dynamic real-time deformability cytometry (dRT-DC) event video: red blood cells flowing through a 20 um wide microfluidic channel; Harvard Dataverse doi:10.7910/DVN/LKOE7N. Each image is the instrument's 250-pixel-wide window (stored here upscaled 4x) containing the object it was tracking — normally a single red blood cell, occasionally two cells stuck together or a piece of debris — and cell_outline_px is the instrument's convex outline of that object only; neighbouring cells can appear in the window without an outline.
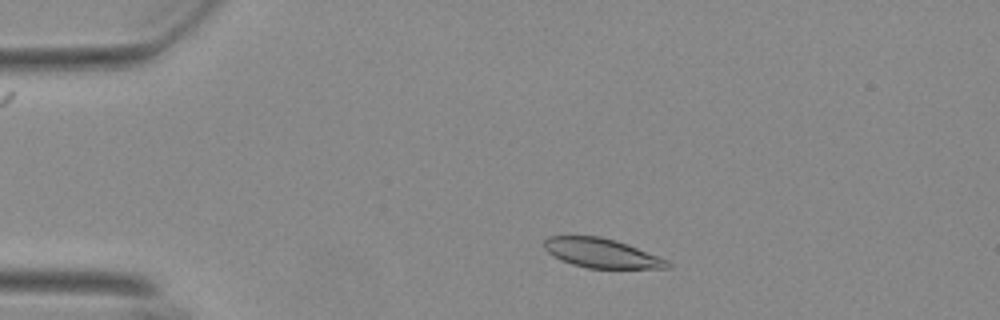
{"species": "Egyptian fruit bat (a non-hibernating species)", "species_latin": "Rousettus aegyptiacus", "temperature_condition": "warm", "stored_images_in_passage": 51, "camera_frame_rate_fps": 3000, "um_per_image_px": 0.085, "animal": {"sex": "female"}, "frame": {"image": 1, "passage_image": 7, "time_ms": 2.0, "image_size_px": [1000, 320], "cell_outline_px": [[672, 264], [668, 268], [588, 268], [572, 264], [560, 260], [552, 256], [544, 248], [544, 240], [548, 236], [600, 236], [616, 240], [628, 244], [668, 260]], "centroid_in_image_um": [51.12, 21.51], "position_along_channel_um": 33.9, "area_um2": 21.1}}
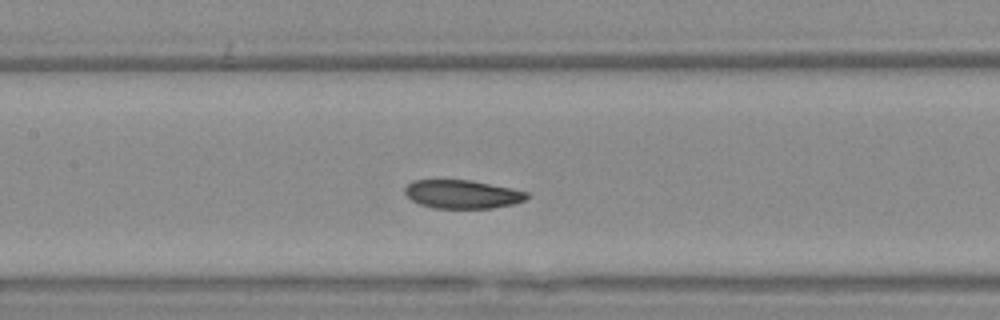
{"frame": {"image": 2, "passage_image": 22, "time_ms": 7.0, "image_size_px": [1000, 320], "cell_outline_px": [[528, 196], [524, 200], [512, 204], [492, 208], [432, 208], [420, 204], [412, 200], [404, 192], [404, 188], [412, 180], [468, 180], [528, 192]], "centroid_in_image_um": [39.24, 16.51], "position_along_channel_um": 168.2, "area_um2": 19.94}}
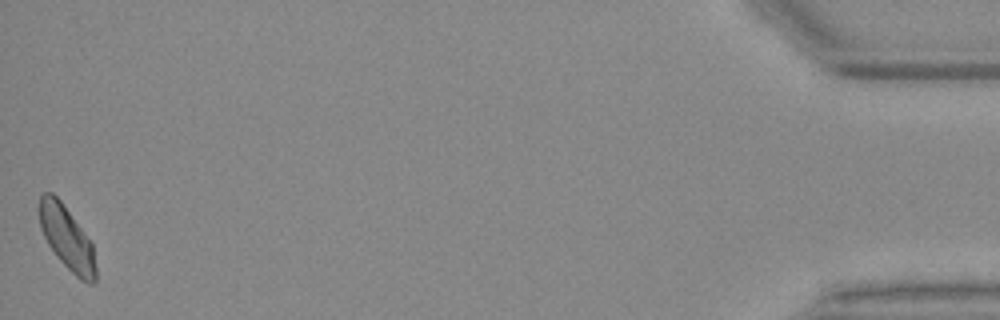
{"frame": {"image": 3, "passage_image": 51, "time_ms": 16.667, "image_size_px": [1000, 320], "cell_outline_px": [[96, 284], [88, 284], [80, 280], [60, 260], [48, 244], [40, 228], [40, 196], [44, 192], [52, 192], [60, 200], [92, 244], [96, 268]], "centroid_in_image_um": [5.7, 20.27], "position_along_channel_um": 429.5, "area_um2": 20.46}, "authors_computed_cell_mechanics": {"area_um2": 21.2126, "velocity_mm_per_s": 3.6736, "shape_relaxation_time_tau1_ms": 9.8178, "shape_relaxation_time_tau2_ms": null, "deformation_change_tau1": 0.1514, "deformation_change_tau2": null}}